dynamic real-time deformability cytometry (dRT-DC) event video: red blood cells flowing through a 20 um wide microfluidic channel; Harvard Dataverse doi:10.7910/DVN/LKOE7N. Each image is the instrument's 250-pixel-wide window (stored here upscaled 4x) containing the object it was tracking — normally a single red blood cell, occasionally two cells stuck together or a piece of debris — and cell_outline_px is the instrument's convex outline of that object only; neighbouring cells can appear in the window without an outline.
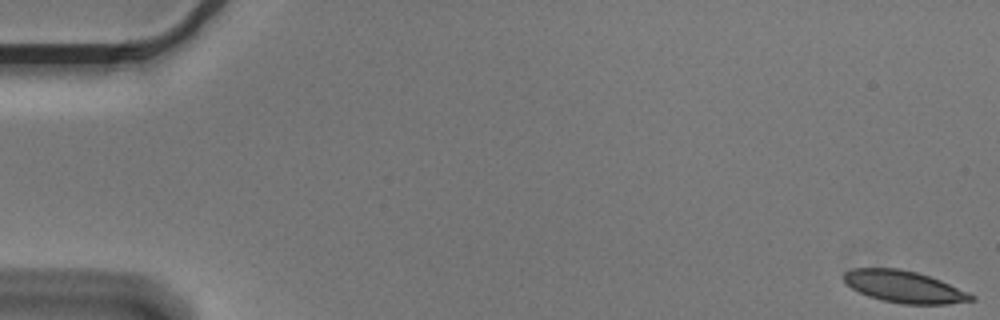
{"species": "Egyptian fruit bat (a non-hibernating species)", "species_latin": "Rousettus aegyptiacus", "temperature_condition": "cold", "stored_images_in_passage": 10, "camera_frame_rate_fps": 3000, "um_per_image_px": 0.085, "animal": {"sex": "male"}, "frame": {"image": 1, "passage_image": 1, "time_ms": 0.0, "image_size_px": [1000, 320], "cell_outline_px": [[976, 300], [948, 304], [900, 304], [868, 296], [852, 288], [844, 280], [844, 272], [852, 268], [900, 268], [916, 272], [940, 280], [968, 292], [976, 296]], "centroid_in_image_um": [76.88, 24.37], "position_along_channel_um": 8.1, "area_um2": 23.58}}
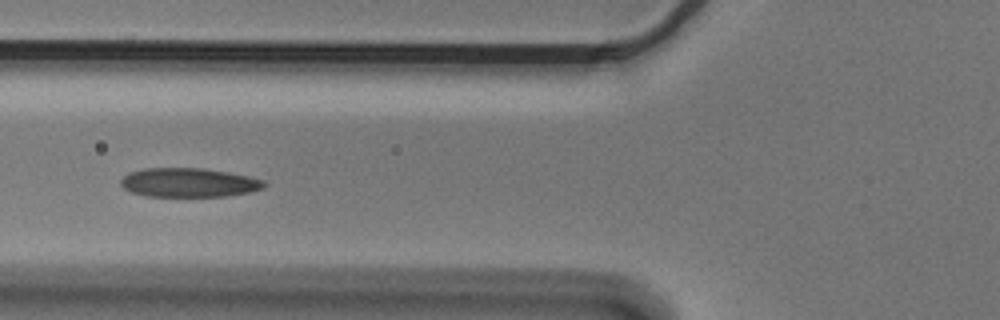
{"frame": {"image": 2, "passage_image": 7, "time_ms": 2.0, "image_size_px": [1000, 320], "cell_outline_px": [[268, 184], [264, 188], [248, 192], [228, 196], [144, 196], [132, 192], [124, 188], [120, 184], [120, 180], [128, 172], [144, 168], [204, 168], [228, 172], [248, 176], [264, 180]], "centroid_in_image_um": [16.05, 15.51], "position_along_channel_um": 109.8, "area_um2": 24.39}}
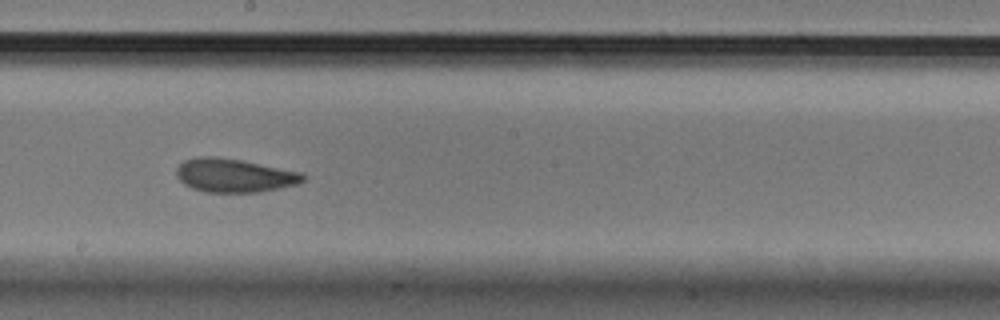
{"frame": {"image": 3, "passage_image": 10, "time_ms": 3.0, "image_size_px": [1000, 320], "cell_outline_px": [[304, 180], [300, 184], [260, 192], [204, 192], [192, 188], [184, 184], [176, 176], [176, 168], [184, 160], [200, 156], [216, 156], [240, 160], [304, 172]], "centroid_in_image_um": [19.93, 14.91], "position_along_channel_um": 228.3, "area_um2": 24.97}}